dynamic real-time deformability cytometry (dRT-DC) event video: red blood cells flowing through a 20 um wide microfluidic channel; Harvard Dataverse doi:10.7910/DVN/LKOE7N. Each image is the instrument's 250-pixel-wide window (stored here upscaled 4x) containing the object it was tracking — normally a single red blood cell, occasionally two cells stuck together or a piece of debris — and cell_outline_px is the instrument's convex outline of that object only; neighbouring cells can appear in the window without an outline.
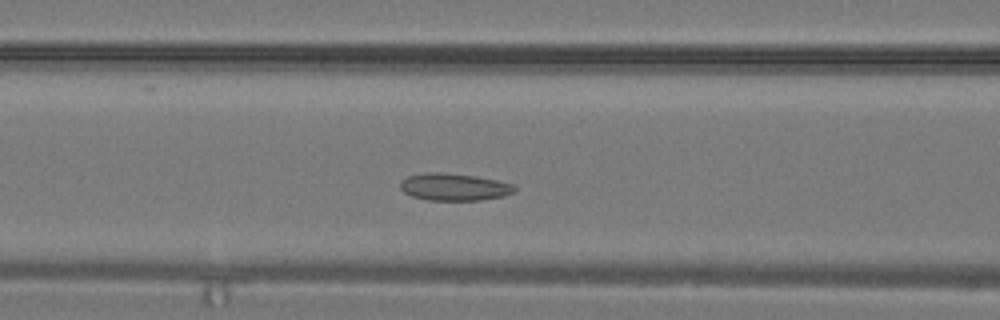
{"species": "common noctule bat (a hibernating species)", "species_latin": "Nyctalus noctula", "temperature_condition": "warm", "stored_images_in_passage": 29, "camera_frame_rate_fps": 3000, "um_per_image_px": 0.085, "animal": {"sex": "male", "body_mass_g": 19.2, "forearm_length_mm": 51.8}, "frame": {"image": 1, "passage_image": 10, "time_ms": 3.0, "image_size_px": [1000, 320], "cell_outline_px": [[516, 188], [512, 192], [504, 196], [480, 200], [428, 200], [412, 196], [404, 192], [400, 188], [400, 180], [408, 176], [424, 172], [444, 172], [476, 176], [496, 180], [512, 184]], "centroid_in_image_um": [38.56, 15.88], "position_along_channel_um": 128.0, "area_um2": 18.15}}
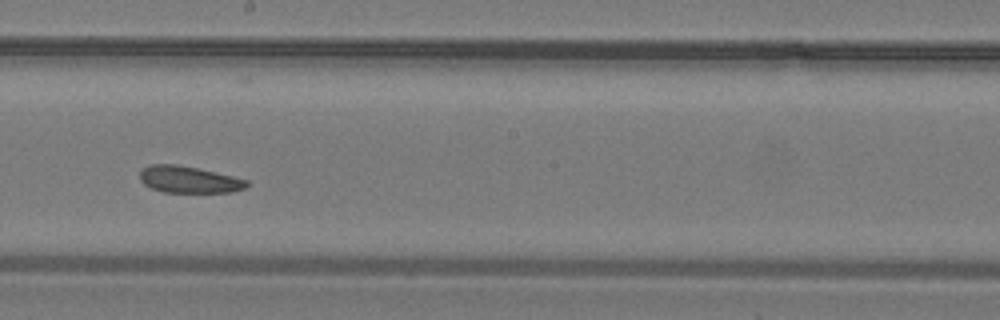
{"frame": {"image": 2, "passage_image": 15, "time_ms": 4.667, "image_size_px": [1000, 320], "cell_outline_px": [[248, 184], [244, 188], [232, 192], [164, 192], [152, 188], [144, 184], [140, 180], [140, 172], [148, 164], [176, 164], [196, 168], [232, 176], [248, 180]], "centroid_in_image_um": [16.03, 15.26], "position_along_channel_um": 232.2, "area_um2": 16.47}}
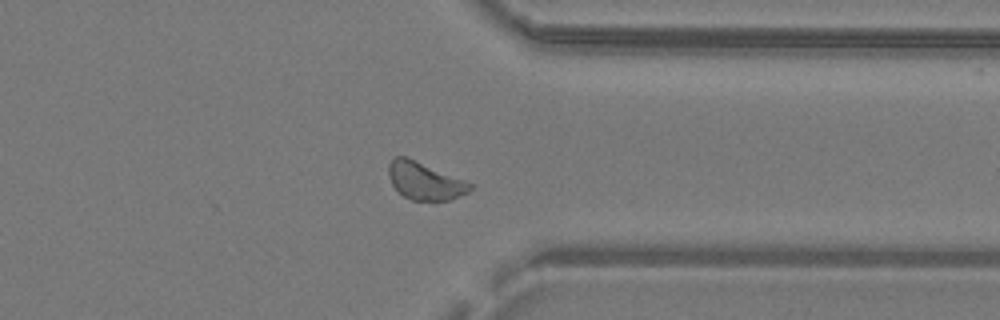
{"frame": {"image": 3, "passage_image": 22, "time_ms": 7.0, "image_size_px": [1000, 320], "cell_outline_px": [[472, 188], [468, 192], [452, 200], [412, 200], [404, 196], [392, 184], [388, 176], [388, 164], [392, 156], [404, 156], [464, 180], [472, 184]], "centroid_in_image_um": [36.08, 15.38], "position_along_channel_um": 375.3, "area_um2": 17.57}}